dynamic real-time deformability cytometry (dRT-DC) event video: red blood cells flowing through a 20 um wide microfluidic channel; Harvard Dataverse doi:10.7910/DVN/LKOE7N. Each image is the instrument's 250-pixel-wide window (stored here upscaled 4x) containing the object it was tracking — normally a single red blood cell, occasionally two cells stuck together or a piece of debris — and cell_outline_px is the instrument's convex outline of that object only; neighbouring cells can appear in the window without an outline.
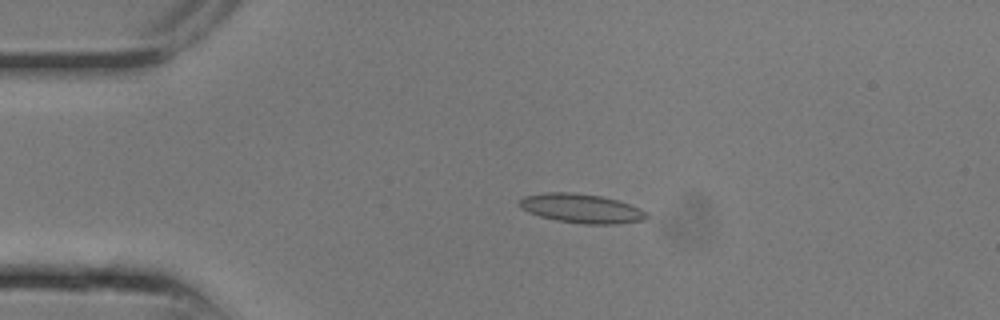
{"species": "common noctule bat (a hibernating species)", "species_latin": "Nyctalus noctula", "temperature_condition": "room temperature", "stored_images_in_passage": 2, "camera_frame_rate_fps": 3000, "um_per_image_px": 0.085, "animal": {"sex": "male", "body_mass_g": 13.3}, "frame": {"image": 1, "passage_image": 2, "time_ms": 0.333, "image_size_px": [1000, 320], "cell_outline_px": [[624, 220], [568, 220], [548, 216], [540, 212], [544, 196], [588, 196]], "centroid_in_image_um": [48.96, 17.74], "position_along_channel_um": 36.0, "area_um2": 10.58}}